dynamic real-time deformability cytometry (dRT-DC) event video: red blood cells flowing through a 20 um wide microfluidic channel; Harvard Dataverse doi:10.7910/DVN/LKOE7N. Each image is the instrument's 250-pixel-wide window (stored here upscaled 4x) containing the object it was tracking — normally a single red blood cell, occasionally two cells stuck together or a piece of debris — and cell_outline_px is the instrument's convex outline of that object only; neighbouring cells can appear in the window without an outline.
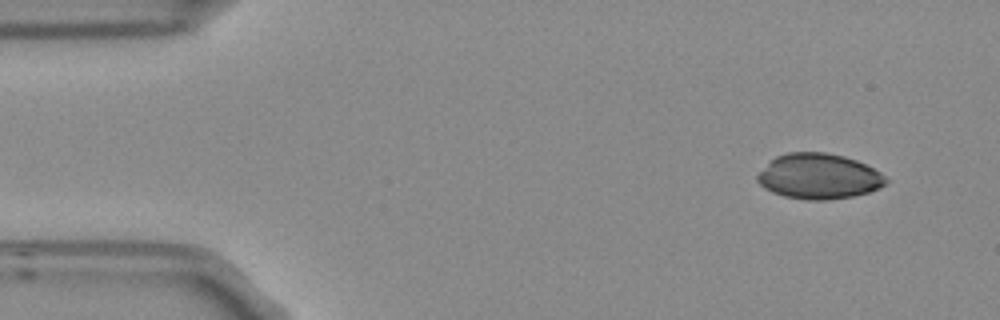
{"species": "Egyptian fruit bat (a non-hibernating species)", "species_latin": "Rousettus aegyptiacus", "temperature_condition": "room temperature", "stored_images_in_passage": 4, "camera_frame_rate_fps": 3000, "um_per_image_px": 0.085, "frame": {"image": 1, "passage_image": 1, "time_ms": 0.0, "image_size_px": [1000, 320], "cell_outline_px": [[888, 180], [880, 188], [868, 192], [852, 196], [828, 200], [808, 200], [784, 196], [772, 192], [764, 188], [756, 180], [756, 176], [776, 156], [788, 152], [828, 152], [844, 156], [856, 160], [880, 172]], "centroid_in_image_um": [69.59, 14.99], "position_along_channel_um": 15.4, "area_um2": 33.81}}
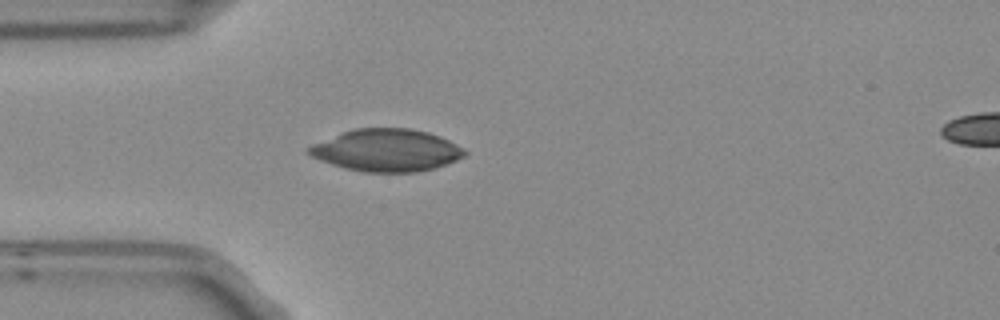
{"frame": {"image": 2, "passage_image": 4, "time_ms": 1.0, "image_size_px": [1000, 320], "cell_outline_px": [[468, 152], [464, 156], [456, 160], [436, 168], [416, 172], [364, 172], [344, 168], [332, 164], [312, 156], [304, 152], [304, 148], [312, 144], [344, 132], [356, 128], [408, 128], [428, 132], [440, 136], [464, 148]], "centroid_in_image_um": [32.86, 12.77], "position_along_channel_um": 52.1, "area_um2": 38.38}}